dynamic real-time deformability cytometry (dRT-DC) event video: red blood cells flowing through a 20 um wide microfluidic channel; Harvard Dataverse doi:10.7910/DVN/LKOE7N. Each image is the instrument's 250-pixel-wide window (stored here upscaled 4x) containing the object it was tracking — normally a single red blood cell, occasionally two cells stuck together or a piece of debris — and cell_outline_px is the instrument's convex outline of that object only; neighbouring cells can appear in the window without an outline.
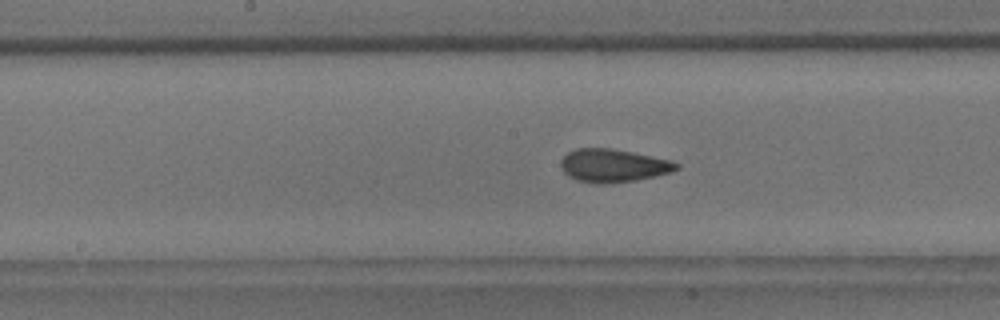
{"species": "common noctule bat (a hibernating species)", "species_latin": "Nyctalus noctula", "temperature_condition": "room temperature", "stored_images_in_passage": 38, "camera_frame_rate_fps": 3000, "um_per_image_px": 0.085, "animal": {"sex": "male", "body_mass_g": 18.8}, "frame": {"image": 1, "passage_image": 11, "time_ms": 3.333, "image_size_px": [1000, 320], "cell_outline_px": [[680, 168], [672, 172], [636, 180], [604, 184], [600, 184], [576, 180], [568, 176], [560, 168], [560, 160], [568, 152], [576, 148], [608, 148], [632, 152], [672, 160], [680, 164]], "centroid_in_image_um": [52.12, 14.07], "position_along_channel_um": 196.1, "area_um2": 22.43}}
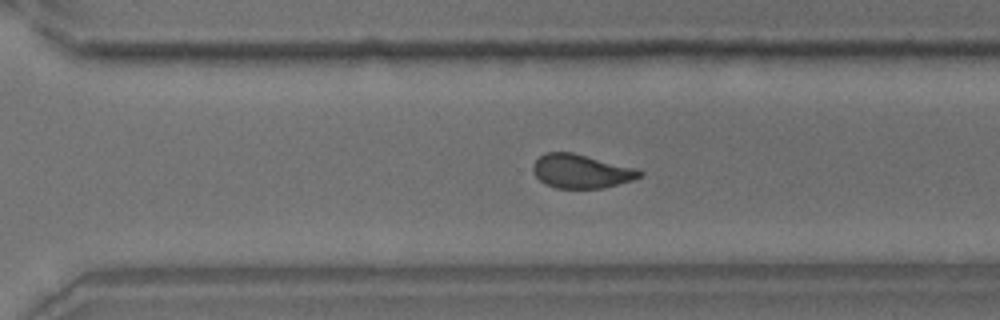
{"frame": {"image": 2, "passage_image": 21, "time_ms": 6.667, "image_size_px": [1000, 320], "cell_outline_px": [[644, 176], [632, 180], [600, 188], [556, 188], [544, 184], [536, 176], [532, 168], [532, 164], [544, 152], [572, 152], [636, 168], [644, 172]], "centroid_in_image_um": [49.39, 14.55], "position_along_channel_um": 321.2, "area_um2": 20.98}}
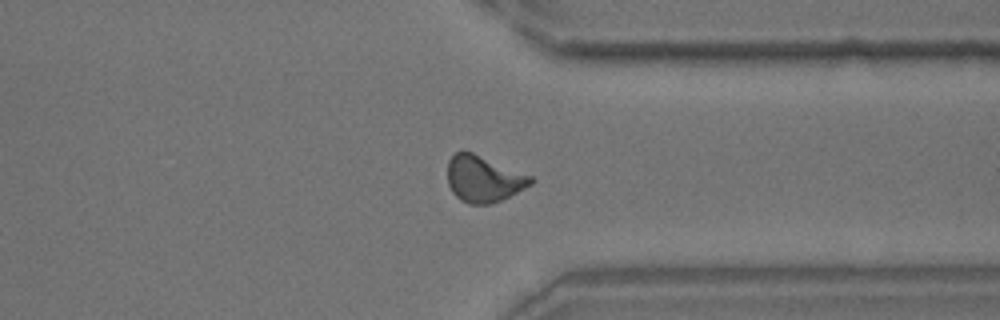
{"frame": {"image": 3, "passage_image": 25, "time_ms": 8.0, "image_size_px": [1000, 320], "cell_outline_px": [[536, 180], [532, 184], [492, 204], [468, 204], [460, 200], [452, 192], [448, 184], [448, 160], [456, 152], [472, 152], [532, 176]], "centroid_in_image_um": [41.1, 15.21], "position_along_channel_um": 370.3, "area_um2": 22.31}, "authors_computed_cell_mechanics": {"area_um2": 21.5594, "velocity_mm_per_s": 3.7701, "shape_relaxation_time_tau1_ms": 8.6171, "shape_relaxation_time_tau2_ms": 1.2774, "deformation_change_tau1": 0.177, "deformation_change_tau2": 0.0618}}